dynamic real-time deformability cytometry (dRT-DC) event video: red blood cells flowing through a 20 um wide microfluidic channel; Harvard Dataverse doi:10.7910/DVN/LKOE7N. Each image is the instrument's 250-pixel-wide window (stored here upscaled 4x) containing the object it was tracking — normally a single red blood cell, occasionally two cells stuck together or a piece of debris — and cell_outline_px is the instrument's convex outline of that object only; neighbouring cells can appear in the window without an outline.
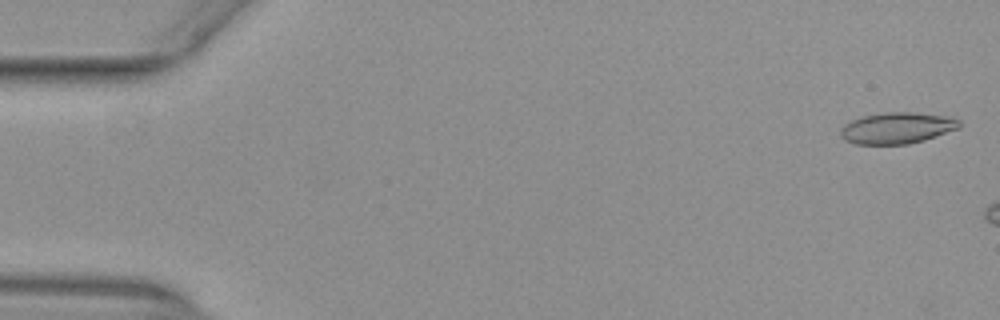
{"species": "common noctule bat (a hibernating species)", "species_latin": "Nyctalus noctula", "temperature_condition": "warm", "stored_images_in_passage": 7, "camera_frame_rate_fps": 3000, "um_per_image_px": 0.085, "animal": {"sex": "female", "body_mass_g": 29.2, "forearm_length_mm": 56.3}, "frame": {"image": 1, "passage_image": 2, "time_ms": 0.333, "image_size_px": [1000, 320], "cell_outline_px": [[960, 128], [924, 140], [908, 144], [856, 144], [844, 140], [840, 136], [840, 128], [844, 124], [860, 116], [884, 112], [912, 112], [944, 116], [960, 120]], "centroid_in_image_um": [76.2, 10.88], "position_along_channel_um": 8.8, "area_um2": 21.73}}